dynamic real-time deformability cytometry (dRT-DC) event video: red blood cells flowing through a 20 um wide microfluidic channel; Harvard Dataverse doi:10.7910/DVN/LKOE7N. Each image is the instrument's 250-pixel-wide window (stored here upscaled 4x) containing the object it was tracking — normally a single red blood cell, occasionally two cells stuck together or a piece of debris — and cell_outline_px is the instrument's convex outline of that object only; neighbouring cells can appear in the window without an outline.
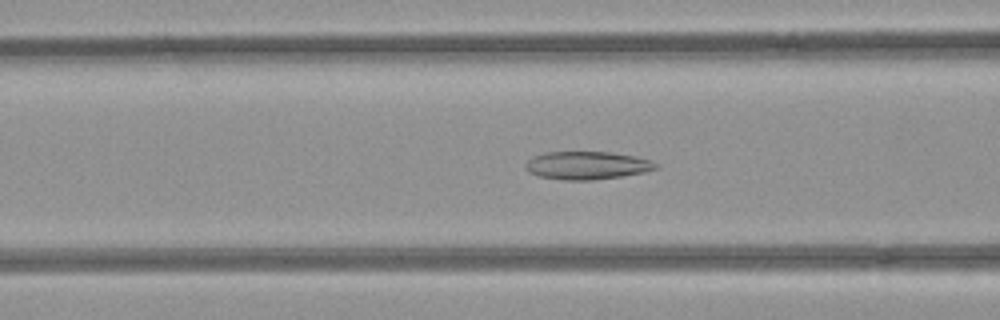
{"species": "common noctule bat (a hibernating species)", "species_latin": "Nyctalus noctula", "temperature_condition": "room temperature", "stored_images_in_passage": 53, "camera_frame_rate_fps": 3000, "um_per_image_px": 0.085, "animal": {"sex": "female", "body_mass_g": 21.9}, "frame": {"image": 1, "passage_image": 21, "time_ms": 6.667, "image_size_px": [1000, 320], "cell_outline_px": [[660, 168], [644, 172], [620, 176], [592, 180], [564, 180], [540, 176], [528, 172], [524, 168], [524, 164], [532, 156], [544, 152], [612, 152], [636, 156], [652, 160], [660, 164]], "centroid_in_image_um": [49.92, 14.05], "position_along_channel_um": 116.7, "area_um2": 21.5}}
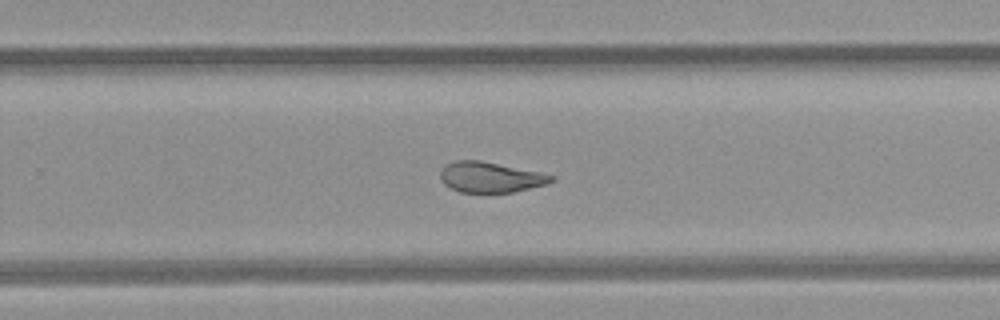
{"frame": {"image": 2, "passage_image": 34, "time_ms": 11.0, "image_size_px": [1000, 320], "cell_outline_px": [[556, 180], [544, 184], [512, 192], [460, 192], [444, 184], [440, 180], [440, 172], [448, 164], [456, 160], [480, 160], [540, 172], [556, 176]], "centroid_in_image_um": [41.69, 15.05], "position_along_channel_um": 288.1, "area_um2": 19.48}}
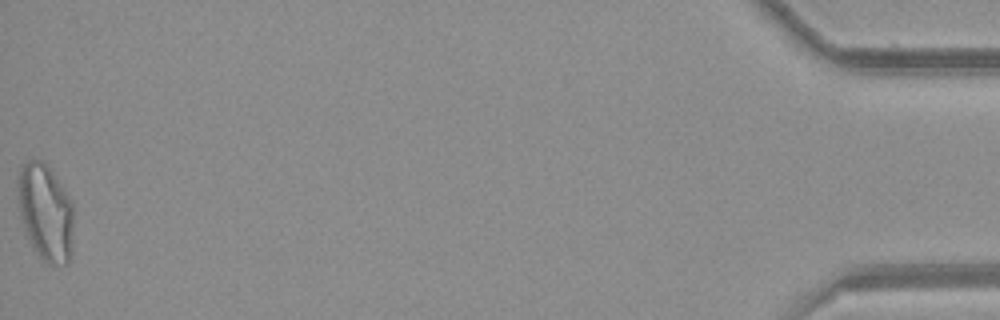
{"frame": {"image": 3, "passage_image": 53, "time_ms": 17.333, "image_size_px": [1000, 320], "cell_outline_px": [[72, 252], [68, 264], [48, 264], [32, 248], [28, 240], [20, 216], [16, 188], [16, 180], [20, 168], [28, 160], [44, 160], [68, 196], [72, 204]], "centroid_in_image_um": [3.83, 18.05], "position_along_channel_um": 431.4, "area_um2": 31.62}, "authors_computed_cell_mechanics": {"area_um2": 23.8136, "velocity_mm_per_s": 3.9559, "shape_relaxation_time_tau1_ms": null, "shape_relaxation_time_tau2_ms": 2.0594, "deformation_change_tau1": null, "deformation_change_tau2": 0.1}}